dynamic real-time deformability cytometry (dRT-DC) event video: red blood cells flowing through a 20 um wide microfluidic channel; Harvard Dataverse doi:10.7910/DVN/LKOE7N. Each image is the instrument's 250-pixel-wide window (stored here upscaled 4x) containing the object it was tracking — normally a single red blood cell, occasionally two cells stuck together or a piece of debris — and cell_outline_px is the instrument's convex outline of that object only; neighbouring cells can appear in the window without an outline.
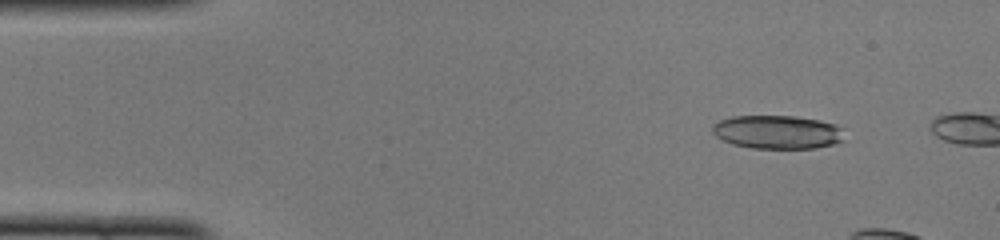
{"species": "common noctule bat (a hibernating species)", "species_latin": "Nyctalus noctula", "temperature_condition": "cold", "stored_images_in_passage": 6, "camera_frame_rate_fps": 3000, "um_per_image_px": 0.085, "animal": {"sex": "female", "body_mass_g": 22.0, "forearm_length_mm": 56.7}, "frame": {"image": 1, "passage_image": 3, "time_ms": 0.667, "image_size_px": [1000, 240], "cell_outline_px": [[844, 140], [832, 144], [816, 148], [752, 148], [732, 144], [716, 136], [712, 132], [712, 128], [720, 120], [732, 116], [796, 116], [820, 120], [836, 124], [844, 128]], "centroid_in_image_um": [66.13, 11.22], "position_along_channel_um": 18.9, "area_um2": 25.89}}